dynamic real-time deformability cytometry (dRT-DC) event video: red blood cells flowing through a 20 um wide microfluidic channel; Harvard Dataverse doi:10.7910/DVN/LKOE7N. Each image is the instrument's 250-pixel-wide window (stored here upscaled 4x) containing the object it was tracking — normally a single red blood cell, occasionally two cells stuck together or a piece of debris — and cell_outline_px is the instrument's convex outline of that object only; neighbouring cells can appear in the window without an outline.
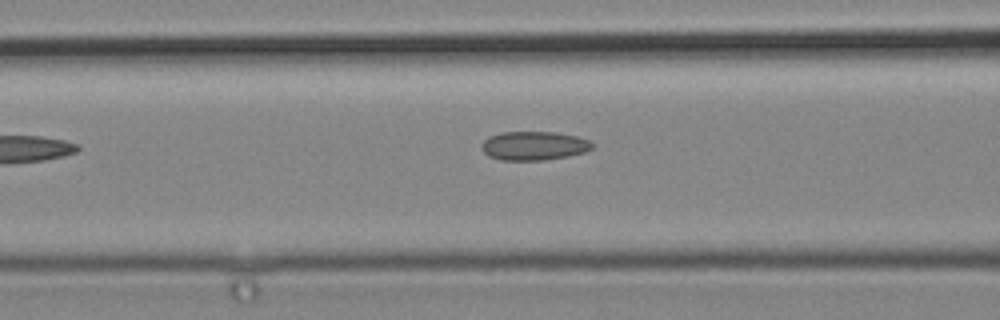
{"species": "common noctule bat (a hibernating species)", "species_latin": "Nyctalus noctula", "temperature_condition": "cold", "stored_images_in_passage": 7, "camera_frame_rate_fps": 3000, "um_per_image_px": 0.085, "animal": {"sex": "male", "body_mass_g": 19.2, "forearm_length_mm": 51.8}, "frame": {"image": 1, "passage_image": 7, "time_ms": 2.0, "image_size_px": [1000, 320], "cell_outline_px": [[592, 148], [584, 152], [568, 156], [544, 160], [500, 160], [488, 156], [484, 152], [480, 144], [488, 136], [500, 132], [556, 132], [576, 136], [588, 140], [592, 144]], "centroid_in_image_um": [45.33, 12.39], "position_along_channel_um": 121.3, "area_um2": 18.61}}